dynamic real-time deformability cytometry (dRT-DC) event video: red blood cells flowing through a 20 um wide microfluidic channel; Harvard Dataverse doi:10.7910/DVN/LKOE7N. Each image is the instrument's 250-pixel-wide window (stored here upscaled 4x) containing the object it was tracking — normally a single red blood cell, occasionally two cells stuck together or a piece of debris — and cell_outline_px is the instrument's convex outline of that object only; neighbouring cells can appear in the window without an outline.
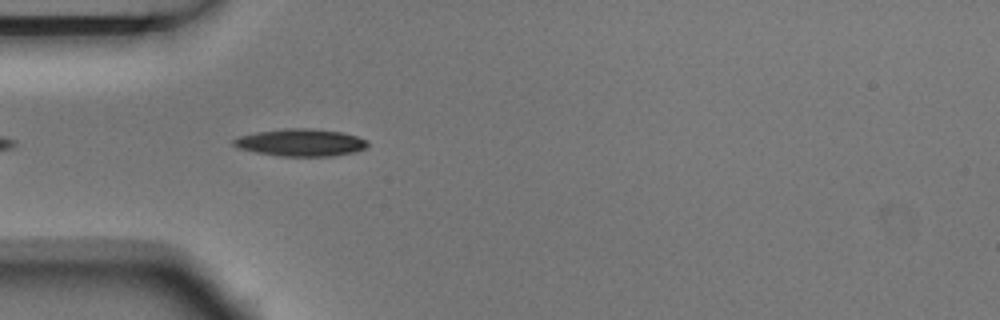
{"species": "Egyptian fruit bat (a non-hibernating species)", "species_latin": "Rousettus aegyptiacus", "temperature_condition": "room temperature", "stored_images_in_passage": 4, "camera_frame_rate_fps": 3000, "um_per_image_px": 0.085, "animal": {"sex": "male"}, "frame": {"image": 1, "passage_image": 4, "time_ms": 1.0, "image_size_px": [1000, 320], "cell_outline_px": [[368, 144], [364, 148], [356, 152], [332, 156], [280, 156], [256, 152], [240, 148], [232, 144], [232, 140], [240, 136], [256, 132], [284, 128], [308, 128], [340, 132], [356, 136], [368, 140]], "centroid_in_image_um": [25.56, 12.11], "position_along_channel_um": 59.4, "area_um2": 21.21}}